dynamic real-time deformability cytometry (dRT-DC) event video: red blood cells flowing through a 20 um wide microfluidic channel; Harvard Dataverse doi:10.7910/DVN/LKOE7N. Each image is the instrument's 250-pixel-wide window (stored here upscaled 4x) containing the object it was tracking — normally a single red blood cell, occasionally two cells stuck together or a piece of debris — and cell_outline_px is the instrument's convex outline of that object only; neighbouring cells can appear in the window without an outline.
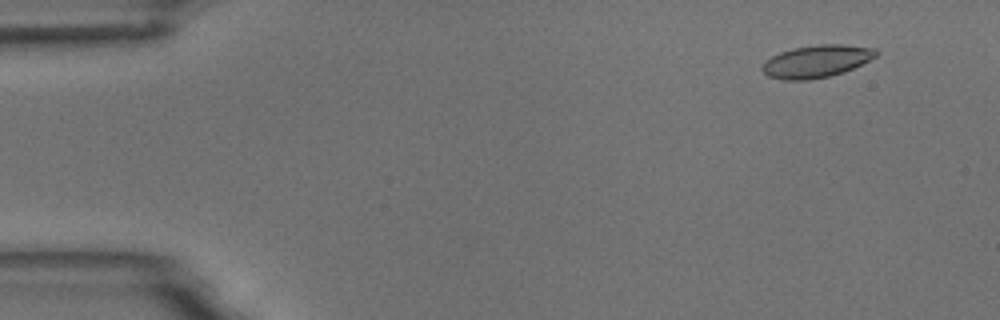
{"species": "common noctule bat (a hibernating species)", "species_latin": "Nyctalus noctula", "temperature_condition": "room temperature", "stored_images_in_passage": 5, "camera_frame_rate_fps": 3000, "um_per_image_px": 0.085, "animal": {"sex": "male", "body_mass_g": 18.8}, "frame": {"image": 1, "passage_image": 5, "time_ms": 5.333, "image_size_px": [1000, 320], "cell_outline_px": [[880, 52], [876, 56], [844, 72], [828, 76], [808, 80], [784, 80], [768, 76], [760, 68], [772, 56], [780, 52], [792, 48], [816, 44], [844, 44], [876, 48]], "centroid_in_image_um": [69.42, 5.2], "position_along_channel_um": 15.6, "area_um2": 21.44}}